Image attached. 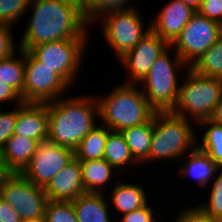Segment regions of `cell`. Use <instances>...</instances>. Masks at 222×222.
Returning a JSON list of instances; mask_svg holds the SVG:
<instances>
[{
  "label": "cell",
  "mask_w": 222,
  "mask_h": 222,
  "mask_svg": "<svg viewBox=\"0 0 222 222\" xmlns=\"http://www.w3.org/2000/svg\"><path fill=\"white\" fill-rule=\"evenodd\" d=\"M29 6L33 12L20 49L30 51L46 42L88 37L86 27L90 24L83 15L80 0H31Z\"/></svg>",
  "instance_id": "cell-1"
},
{
  "label": "cell",
  "mask_w": 222,
  "mask_h": 222,
  "mask_svg": "<svg viewBox=\"0 0 222 222\" xmlns=\"http://www.w3.org/2000/svg\"><path fill=\"white\" fill-rule=\"evenodd\" d=\"M63 99L47 103L48 141L75 151L97 124L98 102L95 97L83 95Z\"/></svg>",
  "instance_id": "cell-2"
},
{
  "label": "cell",
  "mask_w": 222,
  "mask_h": 222,
  "mask_svg": "<svg viewBox=\"0 0 222 222\" xmlns=\"http://www.w3.org/2000/svg\"><path fill=\"white\" fill-rule=\"evenodd\" d=\"M108 96H98L99 117L108 129L122 131L148 122L156 112L137 84L116 85Z\"/></svg>",
  "instance_id": "cell-3"
},
{
  "label": "cell",
  "mask_w": 222,
  "mask_h": 222,
  "mask_svg": "<svg viewBox=\"0 0 222 222\" xmlns=\"http://www.w3.org/2000/svg\"><path fill=\"white\" fill-rule=\"evenodd\" d=\"M190 122L191 120L189 121L171 111L155 112L149 162L159 159H178L179 157L180 162L186 152L193 151L197 147V140L191 127L193 123Z\"/></svg>",
  "instance_id": "cell-4"
},
{
  "label": "cell",
  "mask_w": 222,
  "mask_h": 222,
  "mask_svg": "<svg viewBox=\"0 0 222 222\" xmlns=\"http://www.w3.org/2000/svg\"><path fill=\"white\" fill-rule=\"evenodd\" d=\"M185 81L179 85L178 99L172 113L198 124L210 119L222 97V79L208 77L187 68ZM190 116V117H188Z\"/></svg>",
  "instance_id": "cell-5"
},
{
  "label": "cell",
  "mask_w": 222,
  "mask_h": 222,
  "mask_svg": "<svg viewBox=\"0 0 222 222\" xmlns=\"http://www.w3.org/2000/svg\"><path fill=\"white\" fill-rule=\"evenodd\" d=\"M169 46L151 66L148 74L139 82L143 84L142 92L150 106L156 112L172 111L177 103L179 77L183 66L187 65L176 54L171 59Z\"/></svg>",
  "instance_id": "cell-6"
},
{
  "label": "cell",
  "mask_w": 222,
  "mask_h": 222,
  "mask_svg": "<svg viewBox=\"0 0 222 222\" xmlns=\"http://www.w3.org/2000/svg\"><path fill=\"white\" fill-rule=\"evenodd\" d=\"M99 18L103 36L118 59L133 49L151 31V25L144 28L145 24L134 7L109 11Z\"/></svg>",
  "instance_id": "cell-7"
},
{
  "label": "cell",
  "mask_w": 222,
  "mask_h": 222,
  "mask_svg": "<svg viewBox=\"0 0 222 222\" xmlns=\"http://www.w3.org/2000/svg\"><path fill=\"white\" fill-rule=\"evenodd\" d=\"M0 197L16 209L21 220L44 219L48 200L44 188L22 173H7L0 181Z\"/></svg>",
  "instance_id": "cell-8"
},
{
  "label": "cell",
  "mask_w": 222,
  "mask_h": 222,
  "mask_svg": "<svg viewBox=\"0 0 222 222\" xmlns=\"http://www.w3.org/2000/svg\"><path fill=\"white\" fill-rule=\"evenodd\" d=\"M25 79L23 102L48 103L64 96L70 85L52 68L43 65L30 51L24 50ZM62 95V96H61Z\"/></svg>",
  "instance_id": "cell-9"
},
{
  "label": "cell",
  "mask_w": 222,
  "mask_h": 222,
  "mask_svg": "<svg viewBox=\"0 0 222 222\" xmlns=\"http://www.w3.org/2000/svg\"><path fill=\"white\" fill-rule=\"evenodd\" d=\"M221 34V24L196 11L170 46L182 61L191 67Z\"/></svg>",
  "instance_id": "cell-10"
},
{
  "label": "cell",
  "mask_w": 222,
  "mask_h": 222,
  "mask_svg": "<svg viewBox=\"0 0 222 222\" xmlns=\"http://www.w3.org/2000/svg\"><path fill=\"white\" fill-rule=\"evenodd\" d=\"M86 41L87 38H71L46 42L33 47L30 52L71 86L82 64Z\"/></svg>",
  "instance_id": "cell-11"
},
{
  "label": "cell",
  "mask_w": 222,
  "mask_h": 222,
  "mask_svg": "<svg viewBox=\"0 0 222 222\" xmlns=\"http://www.w3.org/2000/svg\"><path fill=\"white\" fill-rule=\"evenodd\" d=\"M74 157L72 149L47 140L39 144L22 174L35 185L44 188Z\"/></svg>",
  "instance_id": "cell-12"
},
{
  "label": "cell",
  "mask_w": 222,
  "mask_h": 222,
  "mask_svg": "<svg viewBox=\"0 0 222 222\" xmlns=\"http://www.w3.org/2000/svg\"><path fill=\"white\" fill-rule=\"evenodd\" d=\"M170 45L152 30L119 59L130 76L126 84H138L149 72L158 57Z\"/></svg>",
  "instance_id": "cell-13"
},
{
  "label": "cell",
  "mask_w": 222,
  "mask_h": 222,
  "mask_svg": "<svg viewBox=\"0 0 222 222\" xmlns=\"http://www.w3.org/2000/svg\"><path fill=\"white\" fill-rule=\"evenodd\" d=\"M195 12L181 0H170L149 24L155 34L171 45Z\"/></svg>",
  "instance_id": "cell-14"
},
{
  "label": "cell",
  "mask_w": 222,
  "mask_h": 222,
  "mask_svg": "<svg viewBox=\"0 0 222 222\" xmlns=\"http://www.w3.org/2000/svg\"><path fill=\"white\" fill-rule=\"evenodd\" d=\"M49 201L72 202L85 193L80 161L75 157L44 187Z\"/></svg>",
  "instance_id": "cell-15"
},
{
  "label": "cell",
  "mask_w": 222,
  "mask_h": 222,
  "mask_svg": "<svg viewBox=\"0 0 222 222\" xmlns=\"http://www.w3.org/2000/svg\"><path fill=\"white\" fill-rule=\"evenodd\" d=\"M47 103H21L18 105V118L15 135L34 139L39 143L48 140Z\"/></svg>",
  "instance_id": "cell-16"
},
{
  "label": "cell",
  "mask_w": 222,
  "mask_h": 222,
  "mask_svg": "<svg viewBox=\"0 0 222 222\" xmlns=\"http://www.w3.org/2000/svg\"><path fill=\"white\" fill-rule=\"evenodd\" d=\"M39 142L13 134L0 152L2 165L7 173H22L30 164Z\"/></svg>",
  "instance_id": "cell-17"
},
{
  "label": "cell",
  "mask_w": 222,
  "mask_h": 222,
  "mask_svg": "<svg viewBox=\"0 0 222 222\" xmlns=\"http://www.w3.org/2000/svg\"><path fill=\"white\" fill-rule=\"evenodd\" d=\"M104 193L85 192L72 201L78 222H111Z\"/></svg>",
  "instance_id": "cell-18"
},
{
  "label": "cell",
  "mask_w": 222,
  "mask_h": 222,
  "mask_svg": "<svg viewBox=\"0 0 222 222\" xmlns=\"http://www.w3.org/2000/svg\"><path fill=\"white\" fill-rule=\"evenodd\" d=\"M187 154L188 162L183 159L185 164L180 167L179 174L188 177L192 176L201 188L207 186V184L210 183L209 181L214 179V176L219 171V167L206 153L202 152L197 147Z\"/></svg>",
  "instance_id": "cell-19"
},
{
  "label": "cell",
  "mask_w": 222,
  "mask_h": 222,
  "mask_svg": "<svg viewBox=\"0 0 222 222\" xmlns=\"http://www.w3.org/2000/svg\"><path fill=\"white\" fill-rule=\"evenodd\" d=\"M85 192L104 193L115 170L105 159L80 161ZM104 188V189H103Z\"/></svg>",
  "instance_id": "cell-20"
},
{
  "label": "cell",
  "mask_w": 222,
  "mask_h": 222,
  "mask_svg": "<svg viewBox=\"0 0 222 222\" xmlns=\"http://www.w3.org/2000/svg\"><path fill=\"white\" fill-rule=\"evenodd\" d=\"M120 132L123 134L135 161L138 164L149 162V151L153 133V117L148 122L125 128Z\"/></svg>",
  "instance_id": "cell-21"
},
{
  "label": "cell",
  "mask_w": 222,
  "mask_h": 222,
  "mask_svg": "<svg viewBox=\"0 0 222 222\" xmlns=\"http://www.w3.org/2000/svg\"><path fill=\"white\" fill-rule=\"evenodd\" d=\"M110 200L116 211L125 215L147 203L146 191L142 186L118 182L110 193Z\"/></svg>",
  "instance_id": "cell-22"
},
{
  "label": "cell",
  "mask_w": 222,
  "mask_h": 222,
  "mask_svg": "<svg viewBox=\"0 0 222 222\" xmlns=\"http://www.w3.org/2000/svg\"><path fill=\"white\" fill-rule=\"evenodd\" d=\"M103 159H105L115 170L121 172L122 169L125 170V167L132 165L133 163L135 165L138 164L133 158L129 146L126 144L125 138L120 131L111 130L108 133Z\"/></svg>",
  "instance_id": "cell-23"
},
{
  "label": "cell",
  "mask_w": 222,
  "mask_h": 222,
  "mask_svg": "<svg viewBox=\"0 0 222 222\" xmlns=\"http://www.w3.org/2000/svg\"><path fill=\"white\" fill-rule=\"evenodd\" d=\"M111 130L105 125H96L81 140L79 146L74 151L78 161H88L101 159L104 156L105 142Z\"/></svg>",
  "instance_id": "cell-24"
},
{
  "label": "cell",
  "mask_w": 222,
  "mask_h": 222,
  "mask_svg": "<svg viewBox=\"0 0 222 222\" xmlns=\"http://www.w3.org/2000/svg\"><path fill=\"white\" fill-rule=\"evenodd\" d=\"M197 125L202 128L208 127L202 134L201 144L197 142V148L206 153L219 168H222V125L211 119L202 120Z\"/></svg>",
  "instance_id": "cell-25"
},
{
  "label": "cell",
  "mask_w": 222,
  "mask_h": 222,
  "mask_svg": "<svg viewBox=\"0 0 222 222\" xmlns=\"http://www.w3.org/2000/svg\"><path fill=\"white\" fill-rule=\"evenodd\" d=\"M20 58L14 53L11 56L0 59V79L14 88L23 100V87L25 79L24 50L18 48Z\"/></svg>",
  "instance_id": "cell-26"
},
{
  "label": "cell",
  "mask_w": 222,
  "mask_h": 222,
  "mask_svg": "<svg viewBox=\"0 0 222 222\" xmlns=\"http://www.w3.org/2000/svg\"><path fill=\"white\" fill-rule=\"evenodd\" d=\"M190 68L201 75L222 79V34Z\"/></svg>",
  "instance_id": "cell-27"
},
{
  "label": "cell",
  "mask_w": 222,
  "mask_h": 222,
  "mask_svg": "<svg viewBox=\"0 0 222 222\" xmlns=\"http://www.w3.org/2000/svg\"><path fill=\"white\" fill-rule=\"evenodd\" d=\"M131 0H80L82 12L86 21L97 22L99 17L106 12L113 10L129 9ZM128 3V4H127Z\"/></svg>",
  "instance_id": "cell-28"
},
{
  "label": "cell",
  "mask_w": 222,
  "mask_h": 222,
  "mask_svg": "<svg viewBox=\"0 0 222 222\" xmlns=\"http://www.w3.org/2000/svg\"><path fill=\"white\" fill-rule=\"evenodd\" d=\"M45 222H78L72 202L48 201Z\"/></svg>",
  "instance_id": "cell-29"
},
{
  "label": "cell",
  "mask_w": 222,
  "mask_h": 222,
  "mask_svg": "<svg viewBox=\"0 0 222 222\" xmlns=\"http://www.w3.org/2000/svg\"><path fill=\"white\" fill-rule=\"evenodd\" d=\"M31 0H0V23L13 26L29 10Z\"/></svg>",
  "instance_id": "cell-30"
},
{
  "label": "cell",
  "mask_w": 222,
  "mask_h": 222,
  "mask_svg": "<svg viewBox=\"0 0 222 222\" xmlns=\"http://www.w3.org/2000/svg\"><path fill=\"white\" fill-rule=\"evenodd\" d=\"M219 175L213 181L211 193L207 203L199 207L213 219H222V168H219Z\"/></svg>",
  "instance_id": "cell-31"
},
{
  "label": "cell",
  "mask_w": 222,
  "mask_h": 222,
  "mask_svg": "<svg viewBox=\"0 0 222 222\" xmlns=\"http://www.w3.org/2000/svg\"><path fill=\"white\" fill-rule=\"evenodd\" d=\"M10 111H3L0 106V152L3 150L8 139L13 135L18 118V106Z\"/></svg>",
  "instance_id": "cell-32"
},
{
  "label": "cell",
  "mask_w": 222,
  "mask_h": 222,
  "mask_svg": "<svg viewBox=\"0 0 222 222\" xmlns=\"http://www.w3.org/2000/svg\"><path fill=\"white\" fill-rule=\"evenodd\" d=\"M11 25L0 23V59L13 55L16 51Z\"/></svg>",
  "instance_id": "cell-33"
},
{
  "label": "cell",
  "mask_w": 222,
  "mask_h": 222,
  "mask_svg": "<svg viewBox=\"0 0 222 222\" xmlns=\"http://www.w3.org/2000/svg\"><path fill=\"white\" fill-rule=\"evenodd\" d=\"M197 12L222 25V0H202Z\"/></svg>",
  "instance_id": "cell-34"
},
{
  "label": "cell",
  "mask_w": 222,
  "mask_h": 222,
  "mask_svg": "<svg viewBox=\"0 0 222 222\" xmlns=\"http://www.w3.org/2000/svg\"><path fill=\"white\" fill-rule=\"evenodd\" d=\"M154 212L156 210L146 203L143 207L122 215L120 222H157Z\"/></svg>",
  "instance_id": "cell-35"
},
{
  "label": "cell",
  "mask_w": 222,
  "mask_h": 222,
  "mask_svg": "<svg viewBox=\"0 0 222 222\" xmlns=\"http://www.w3.org/2000/svg\"><path fill=\"white\" fill-rule=\"evenodd\" d=\"M175 222H217V220L205 213L199 206H194L178 213Z\"/></svg>",
  "instance_id": "cell-36"
},
{
  "label": "cell",
  "mask_w": 222,
  "mask_h": 222,
  "mask_svg": "<svg viewBox=\"0 0 222 222\" xmlns=\"http://www.w3.org/2000/svg\"><path fill=\"white\" fill-rule=\"evenodd\" d=\"M15 101L16 105L23 103L21 95L11 86L0 79V103Z\"/></svg>",
  "instance_id": "cell-37"
},
{
  "label": "cell",
  "mask_w": 222,
  "mask_h": 222,
  "mask_svg": "<svg viewBox=\"0 0 222 222\" xmlns=\"http://www.w3.org/2000/svg\"><path fill=\"white\" fill-rule=\"evenodd\" d=\"M21 218L15 208L10 206L0 197V222H21Z\"/></svg>",
  "instance_id": "cell-38"
},
{
  "label": "cell",
  "mask_w": 222,
  "mask_h": 222,
  "mask_svg": "<svg viewBox=\"0 0 222 222\" xmlns=\"http://www.w3.org/2000/svg\"><path fill=\"white\" fill-rule=\"evenodd\" d=\"M210 119L216 122L217 124L222 125V97L220 102L217 104L214 113Z\"/></svg>",
  "instance_id": "cell-39"
},
{
  "label": "cell",
  "mask_w": 222,
  "mask_h": 222,
  "mask_svg": "<svg viewBox=\"0 0 222 222\" xmlns=\"http://www.w3.org/2000/svg\"><path fill=\"white\" fill-rule=\"evenodd\" d=\"M181 1H183L186 5L190 6L195 11H197L200 7L202 0H181Z\"/></svg>",
  "instance_id": "cell-40"
},
{
  "label": "cell",
  "mask_w": 222,
  "mask_h": 222,
  "mask_svg": "<svg viewBox=\"0 0 222 222\" xmlns=\"http://www.w3.org/2000/svg\"><path fill=\"white\" fill-rule=\"evenodd\" d=\"M7 174V172L4 170L2 165V160L0 156V181L3 179V177Z\"/></svg>",
  "instance_id": "cell-41"
},
{
  "label": "cell",
  "mask_w": 222,
  "mask_h": 222,
  "mask_svg": "<svg viewBox=\"0 0 222 222\" xmlns=\"http://www.w3.org/2000/svg\"><path fill=\"white\" fill-rule=\"evenodd\" d=\"M21 222H45L44 219H28V220H23Z\"/></svg>",
  "instance_id": "cell-42"
}]
</instances>
